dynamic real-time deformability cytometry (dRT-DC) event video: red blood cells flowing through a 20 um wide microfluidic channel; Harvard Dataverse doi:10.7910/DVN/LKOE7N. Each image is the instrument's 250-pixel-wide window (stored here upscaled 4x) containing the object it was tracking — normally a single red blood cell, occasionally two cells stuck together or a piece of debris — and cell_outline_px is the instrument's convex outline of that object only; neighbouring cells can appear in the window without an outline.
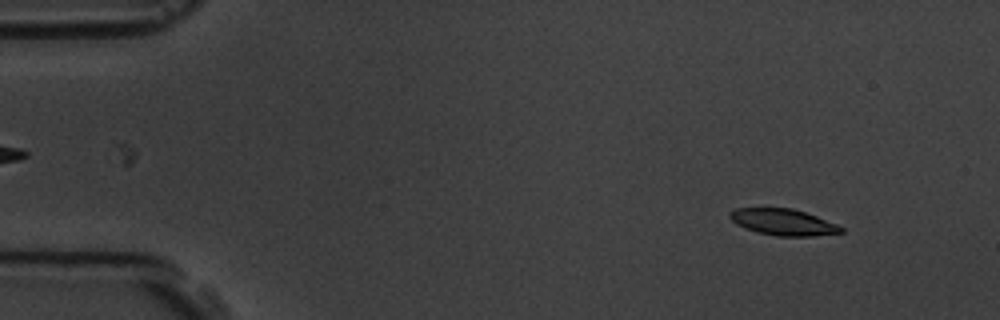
{"species": "common noctule bat (a hibernating species)", "species_latin": "Nyctalus noctula", "temperature_condition": "room temperature", "stored_images_in_passage": 4, "camera_frame_rate_fps": 3000, "um_per_image_px": 0.085, "animal": {"sex": "male", "body_mass_g": 19.5, "forearm_length_mm": 54.6}, "frame": {"image": 1, "passage_image": 1, "time_ms": 0.0, "image_size_px": [1000, 320], "cell_outline_px": [[844, 232], [812, 236], [776, 236], [756, 232], [736, 224], [728, 216], [728, 212], [736, 208], [792, 208], [816, 216], [836, 224], [844, 228]], "centroid_in_image_um": [66.54, 18.88], "position_along_channel_um": 18.5, "area_um2": 17.05}}
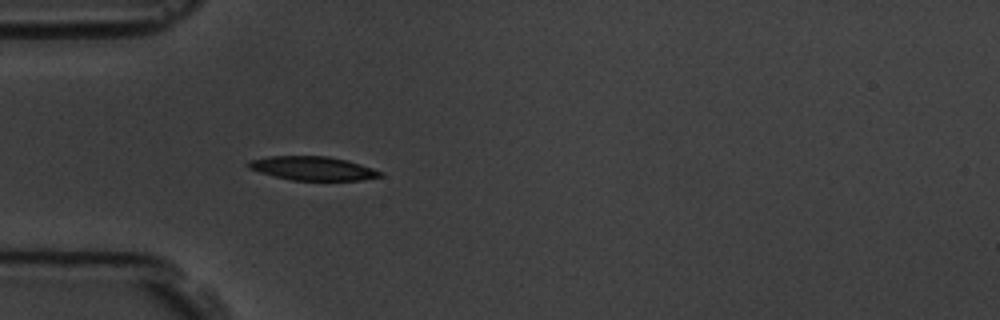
{"frame": {"image": 2, "passage_image": 4, "time_ms": 3.667, "image_size_px": [1000, 320], "cell_outline_px": [[384, 176], [360, 180], [292, 180], [260, 172], [248, 168], [244, 164], [248, 160], [272, 156], [328, 156], [360, 164], [384, 172]], "centroid_in_image_um": [26.57, 14.31], "position_along_channel_um": 58.4, "area_um2": 18.21}}